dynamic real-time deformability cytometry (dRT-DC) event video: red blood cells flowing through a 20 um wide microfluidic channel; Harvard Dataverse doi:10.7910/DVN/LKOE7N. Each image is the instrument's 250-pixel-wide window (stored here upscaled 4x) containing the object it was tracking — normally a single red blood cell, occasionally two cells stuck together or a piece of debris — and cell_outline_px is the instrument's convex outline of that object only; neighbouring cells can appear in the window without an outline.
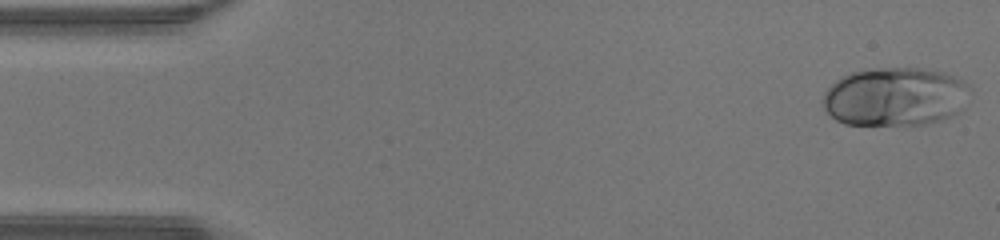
{"species": "human", "species_latin": "Homo sapiens", "temperature_condition": "warm", "stored_images_in_passage": 11, "segment_of_instrument_passage": [2, 2], "camera_frame_rate_fps": 3000, "um_per_image_px": 0.085, "donor": {"sex": "male"}, "frame": {"image": 1, "passage_image": 11, "time_ms": 3.333, "image_size_px": [1000, 240], "cell_outline_px": [[972, 92], [964, 108], [952, 116], [940, 120], [924, 124], [844, 124], [836, 120], [824, 108], [824, 92], [836, 80], [852, 72], [872, 68], [920, 68], [944, 72], [956, 76], [964, 80], [972, 88]], "centroid_in_image_um": [76.16, 8.2], "position_along_channel_um": 8.8, "area_um2": 50.58}}